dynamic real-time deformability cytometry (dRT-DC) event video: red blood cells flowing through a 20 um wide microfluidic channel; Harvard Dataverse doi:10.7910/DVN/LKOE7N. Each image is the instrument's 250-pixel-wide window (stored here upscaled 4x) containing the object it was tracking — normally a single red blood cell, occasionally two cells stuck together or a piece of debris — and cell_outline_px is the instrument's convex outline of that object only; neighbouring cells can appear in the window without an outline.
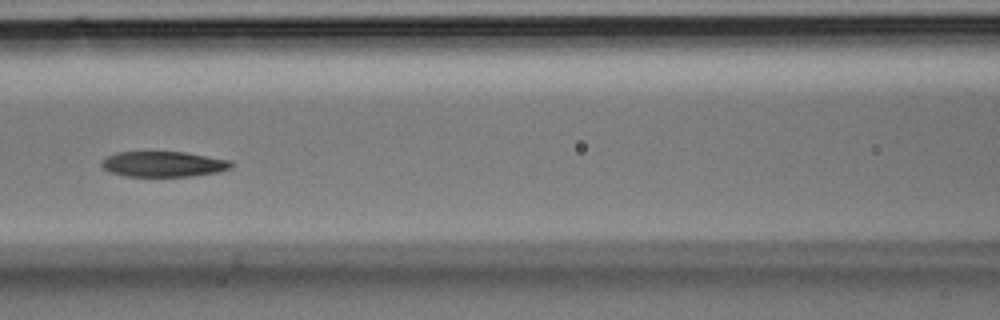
{"species": "Egyptian fruit bat (a non-hibernating species)", "species_latin": "Rousettus aegyptiacus", "temperature_condition": "room temperature", "stored_images_in_passage": 37, "camera_frame_rate_fps": 3000, "um_per_image_px": 0.085, "animal": {"sex": "male"}, "frame": {"image": 1, "passage_image": 16, "time_ms": 5.0, "image_size_px": [1000, 320], "cell_outline_px": [[232, 168], [216, 172], [192, 176], [124, 176], [112, 172], [104, 168], [100, 164], [104, 156], [116, 152], [184, 152], [232, 160]], "centroid_in_image_um": [13.88, 13.94], "position_along_channel_um": 152.7, "area_um2": 19.25}}
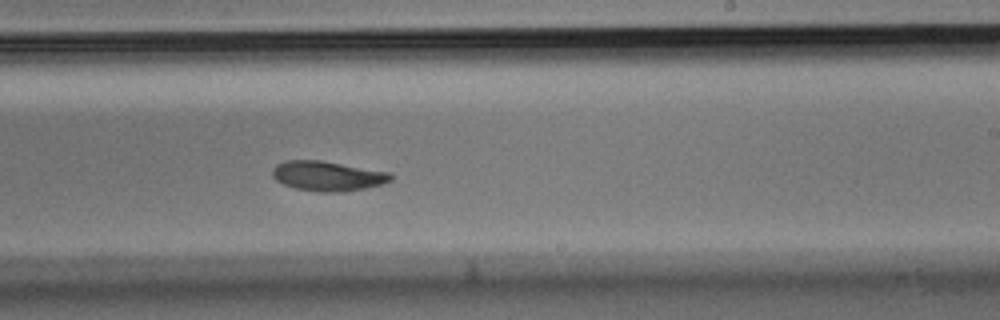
{"frame": {"image": 2, "passage_image": 22, "time_ms": 7.0, "image_size_px": [1000, 320], "cell_outline_px": [[392, 180], [380, 184], [364, 188], [340, 192], [320, 192], [296, 188], [284, 184], [276, 180], [272, 176], [272, 168], [276, 164], [284, 160], [320, 160], [388, 172], [392, 176]], "centroid_in_image_um": [27.79, 14.95], "position_along_channel_um": 261.2, "area_um2": 20.35}}
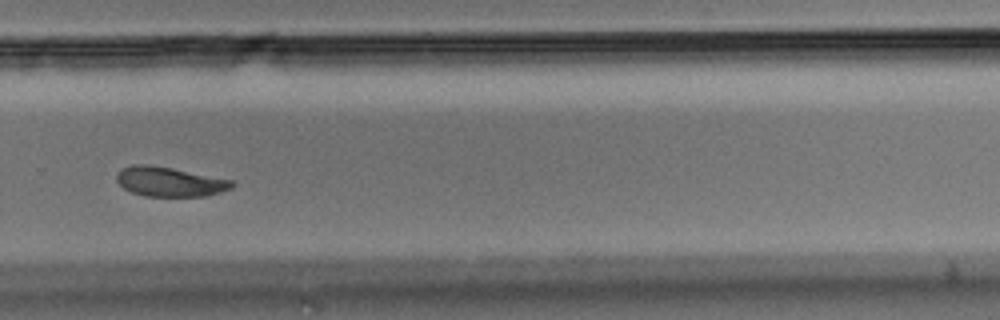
{"frame": {"image": 3, "passage_image": 25, "time_ms": 8.0, "image_size_px": [1000, 320], "cell_outline_px": [[236, 184], [232, 188], [208, 196], [144, 196], [132, 192], [124, 188], [116, 180], [116, 176], [124, 168], [132, 164], [148, 164], [172, 168], [232, 180]], "centroid_in_image_um": [14.44, 15.45], "position_along_channel_um": 315.4, "area_um2": 19.77}}